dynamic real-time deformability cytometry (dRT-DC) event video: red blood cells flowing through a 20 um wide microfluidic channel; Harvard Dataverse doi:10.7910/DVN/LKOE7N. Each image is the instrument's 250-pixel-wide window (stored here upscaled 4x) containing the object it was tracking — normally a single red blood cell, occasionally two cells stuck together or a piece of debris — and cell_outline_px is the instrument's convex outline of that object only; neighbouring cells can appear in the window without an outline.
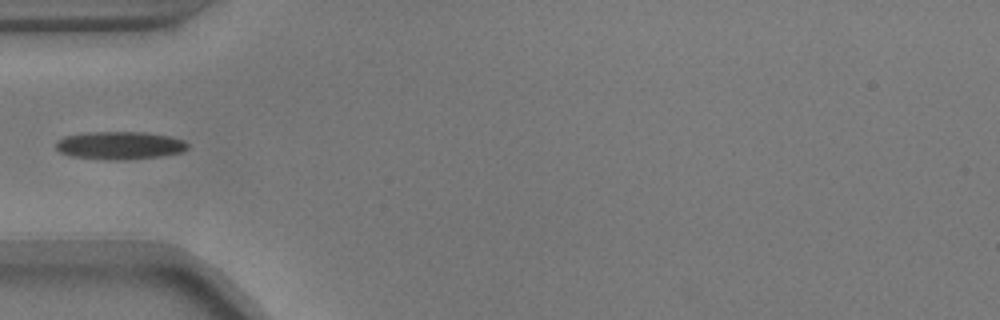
{"species": "common noctule bat (a hibernating species)", "species_latin": "Nyctalus noctula", "temperature_condition": "warm", "stored_images_in_passage": 38, "camera_frame_rate_fps": 3000, "um_per_image_px": 0.085, "animal": {"sex": "male", "body_mass_g": 17.9}, "frame": {"image": 1, "passage_image": 1, "time_ms": 0.0, "image_size_px": [1000, 320], "cell_outline_px": [[188, 148], [184, 152], [160, 156], [124, 160], [116, 160], [72, 156], [60, 152], [56, 148], [56, 144], [64, 136], [88, 132], [144, 132], [168, 136], [184, 140], [188, 144]], "centroid_in_image_um": [10.22, 12.36], "position_along_channel_um": 74.8, "area_um2": 21.27}}
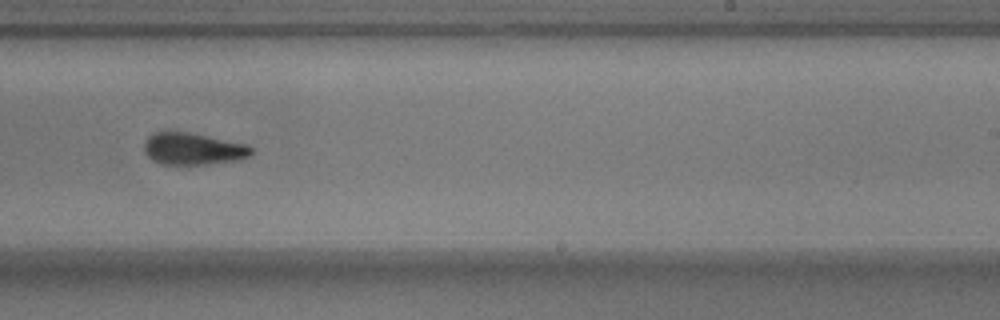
{"frame": {"image": 2, "passage_image": 17, "time_ms": 5.333, "image_size_px": [1000, 320], "cell_outline_px": [[252, 152], [248, 156], [240, 160], [204, 164], [160, 164], [152, 160], [144, 152], [144, 140], [152, 132], [184, 132], [244, 144], [252, 148]], "centroid_in_image_um": [16.33, 12.66], "position_along_channel_um": 272.7, "area_um2": 19.59}}
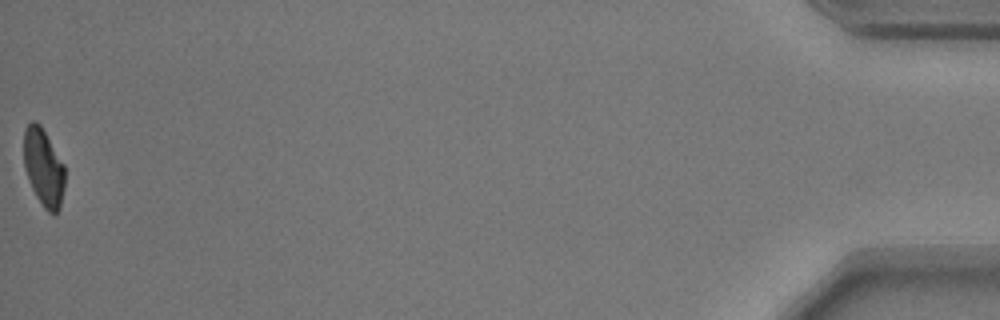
{"frame": {"image": 3, "passage_image": 38, "time_ms": 12.333, "image_size_px": [1000, 320], "cell_outline_px": [[64, 188], [60, 208], [56, 216], [52, 216], [44, 208], [36, 196], [32, 188], [24, 168], [24, 128], [32, 120], [36, 120], [40, 124], [64, 164]], "centroid_in_image_um": [3.7, 14.26], "position_along_channel_um": 431.5, "area_um2": 18.73}}